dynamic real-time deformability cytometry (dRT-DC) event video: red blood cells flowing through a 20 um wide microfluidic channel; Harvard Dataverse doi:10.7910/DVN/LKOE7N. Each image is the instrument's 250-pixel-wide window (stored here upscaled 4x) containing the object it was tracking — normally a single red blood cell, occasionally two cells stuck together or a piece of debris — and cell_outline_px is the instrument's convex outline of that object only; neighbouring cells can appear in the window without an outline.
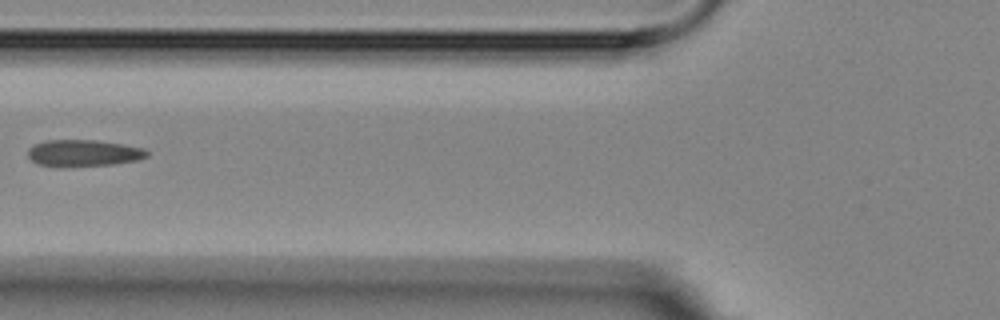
{"species": "Egyptian fruit bat (a non-hibernating species)", "species_latin": "Rousettus aegyptiacus", "temperature_condition": "room temperature", "stored_images_in_passage": 3, "camera_frame_rate_fps": 3000, "um_per_image_px": 0.085, "animal": {"sex": "female"}, "frame": {"image": 1, "passage_image": 3, "time_ms": 3.333, "image_size_px": [1000, 320], "cell_outline_px": [[148, 156], [136, 160], [112, 164], [60, 168], [56, 168], [36, 164], [28, 156], [28, 148], [32, 144], [44, 140], [96, 140], [144, 148], [148, 152]], "centroid_in_image_um": [7.01, 13.03], "position_along_channel_um": 118.8, "area_um2": 18.84}}